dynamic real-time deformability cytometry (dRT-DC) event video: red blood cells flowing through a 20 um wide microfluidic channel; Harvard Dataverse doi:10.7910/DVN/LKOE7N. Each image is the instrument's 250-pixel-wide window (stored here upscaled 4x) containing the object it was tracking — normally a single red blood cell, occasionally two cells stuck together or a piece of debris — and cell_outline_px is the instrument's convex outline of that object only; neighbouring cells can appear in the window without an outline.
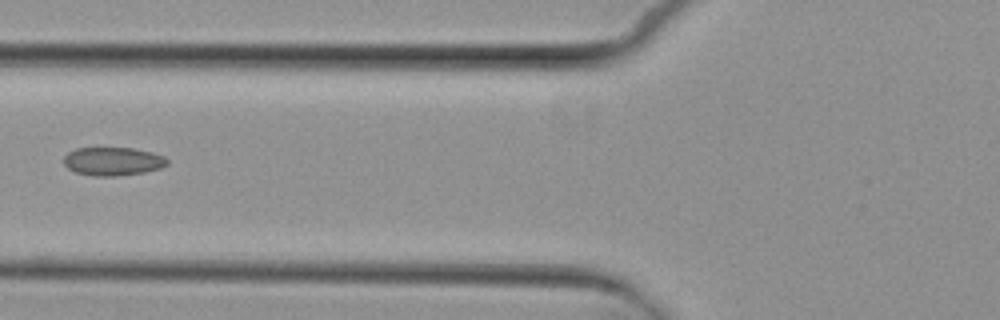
{"species": "common noctule bat (a hibernating species)", "species_latin": "Nyctalus noctula", "temperature_condition": "cold", "stored_images_in_passage": 8, "camera_frame_rate_fps": 3000, "um_per_image_px": 0.085, "animal": {"sex": "female", "body_mass_g": 29.2, "forearm_length_mm": 56.3}, "frame": {"image": 1, "passage_image": 7, "time_ms": 7.333, "image_size_px": [1000, 320], "cell_outline_px": [[168, 164], [160, 168], [144, 172], [116, 176], [92, 176], [76, 172], [68, 168], [64, 164], [64, 156], [68, 152], [76, 148], [132, 148], [152, 152], [164, 156], [168, 160]], "centroid_in_image_um": [9.59, 13.71], "position_along_channel_um": 116.2, "area_um2": 17.11}}
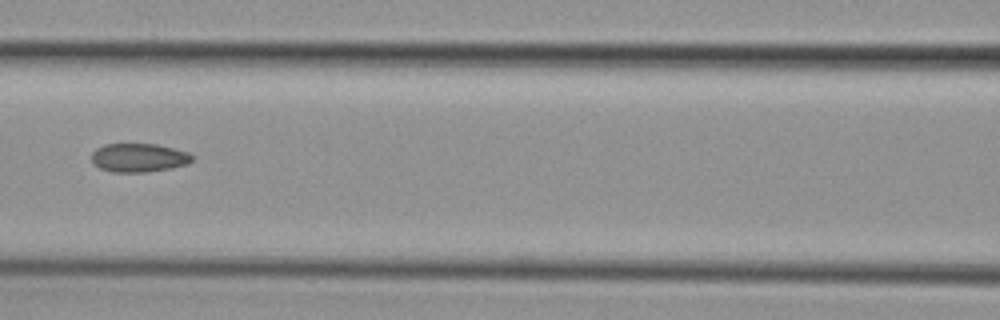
{"frame": {"image": 2, "passage_image": 8, "time_ms": 8.333, "image_size_px": [1000, 320], "cell_outline_px": [[192, 160], [188, 164], [172, 168], [144, 172], [112, 172], [100, 168], [92, 164], [92, 152], [96, 148], [104, 144], [156, 144], [188, 152], [192, 156]], "centroid_in_image_um": [11.77, 13.41], "position_along_channel_um": 154.8, "area_um2": 16.82}}